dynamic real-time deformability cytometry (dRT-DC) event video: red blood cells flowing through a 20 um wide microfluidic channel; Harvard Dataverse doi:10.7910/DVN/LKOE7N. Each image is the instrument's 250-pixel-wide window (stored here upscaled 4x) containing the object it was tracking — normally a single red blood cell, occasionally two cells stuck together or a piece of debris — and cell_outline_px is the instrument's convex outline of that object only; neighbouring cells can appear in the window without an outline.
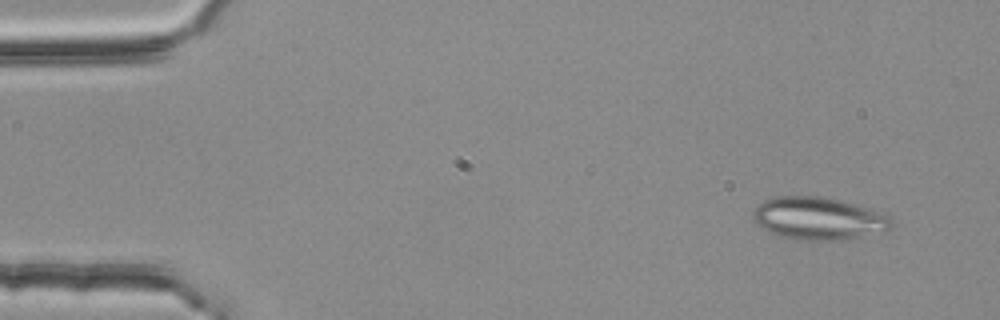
{"species": "common noctule bat (a hibernating species)", "species_latin": "Nyctalus noctula", "temperature_condition": "room temperature", "stored_images_in_passage": 2, "camera_frame_rate_fps": 3000, "um_per_image_px": 0.085, "animal": {"sex": "female", "body_mass_g": 25.1}, "frame": {"image": 1, "passage_image": 1, "time_ms": 0.0, "image_size_px": [1000, 320], "cell_outline_px": [[892, 228], [884, 232], [840, 240], [808, 240], [784, 236], [772, 232], [764, 228], [756, 220], [752, 212], [764, 200], [776, 196], [828, 196], [888, 216], [892, 220]], "centroid_in_image_um": [69.6, 18.56], "position_along_channel_um": 15.4, "area_um2": 33.58}}